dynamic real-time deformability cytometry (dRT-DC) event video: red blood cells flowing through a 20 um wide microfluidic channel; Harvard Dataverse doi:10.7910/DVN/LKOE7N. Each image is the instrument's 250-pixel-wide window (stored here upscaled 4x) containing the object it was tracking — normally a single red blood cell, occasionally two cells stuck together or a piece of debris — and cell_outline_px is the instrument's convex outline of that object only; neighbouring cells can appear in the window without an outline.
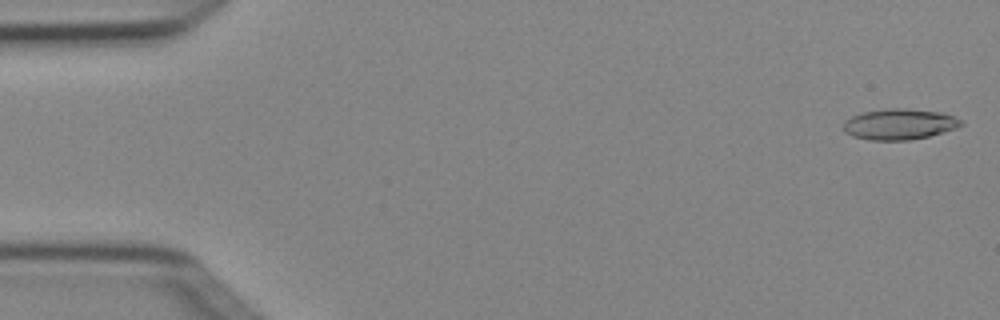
{"species": "Egyptian fruit bat (a non-hibernating species)", "species_latin": "Rousettus aegyptiacus", "temperature_condition": "cold", "stored_images_in_passage": 6, "camera_frame_rate_fps": 3000, "um_per_image_px": 0.085, "animal": {"sex": "female"}, "frame": {"image": 1, "passage_image": 1, "time_ms": 0.0, "image_size_px": [1000, 320], "cell_outline_px": [[964, 124], [956, 128], [928, 136], [908, 140], [868, 140], [852, 136], [844, 132], [844, 120], [852, 116], [864, 112], [884, 108], [904, 108], [940, 112], [952, 116], [960, 120]], "centroid_in_image_um": [76.41, 10.55], "position_along_channel_um": 8.6, "area_um2": 21.04}}
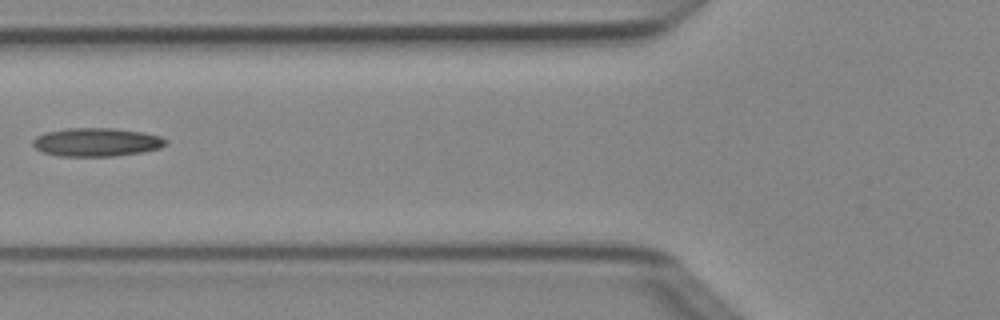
{"frame": {"image": 2, "passage_image": 5, "time_ms": 1.333, "image_size_px": [1000, 320], "cell_outline_px": [[168, 144], [160, 148], [140, 152], [112, 156], [60, 156], [44, 152], [36, 148], [32, 144], [32, 140], [36, 136], [44, 132], [64, 128], [116, 128], [144, 132], [160, 136], [168, 140]], "centroid_in_image_um": [8.21, 12.07], "position_along_channel_um": 117.6, "area_um2": 22.2}}
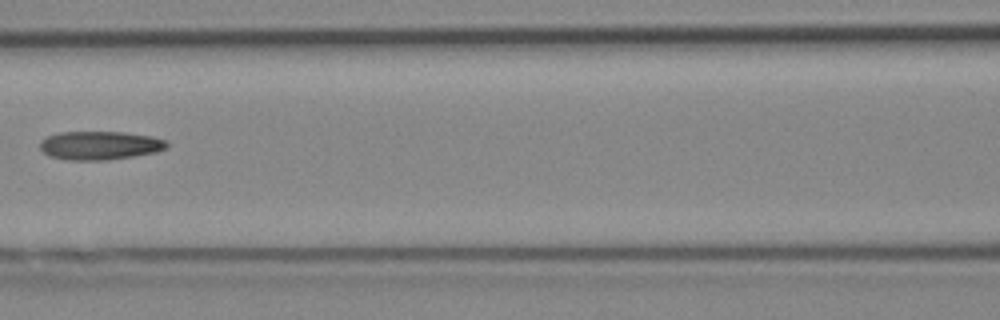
{"frame": {"image": 3, "passage_image": 6, "time_ms": 1.667, "image_size_px": [1000, 320], "cell_outline_px": [[168, 148], [156, 152], [108, 160], [68, 160], [48, 156], [40, 148], [40, 140], [48, 136], [60, 132], [124, 132], [152, 136], [168, 140]], "centroid_in_image_um": [8.51, 12.36], "position_along_channel_um": 158.1, "area_um2": 21.27}}